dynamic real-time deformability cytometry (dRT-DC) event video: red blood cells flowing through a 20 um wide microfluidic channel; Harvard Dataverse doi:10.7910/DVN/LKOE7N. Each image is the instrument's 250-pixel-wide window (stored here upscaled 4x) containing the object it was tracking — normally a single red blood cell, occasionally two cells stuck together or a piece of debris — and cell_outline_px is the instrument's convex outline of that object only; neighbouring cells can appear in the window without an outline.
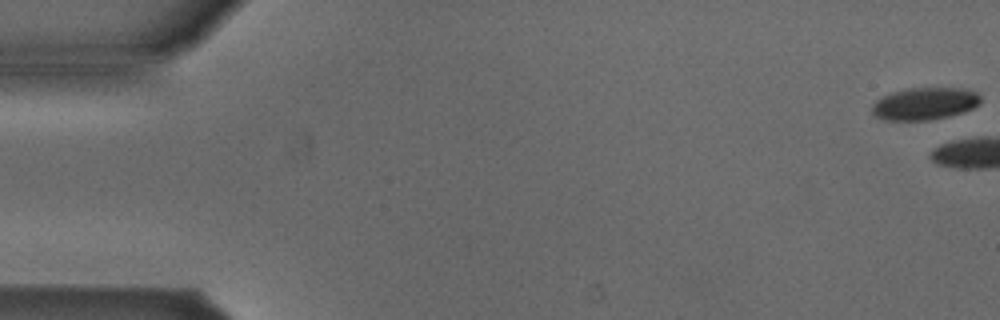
{"species": "Egyptian fruit bat (a non-hibernating species)", "species_latin": "Rousettus aegyptiacus", "temperature_condition": "cold", "stored_images_in_passage": 4, "camera_frame_rate_fps": 3000, "um_per_image_px": 0.085, "animal": {"sex": "male"}, "frame": {"image": 1, "passage_image": 1, "time_ms": 0.0, "image_size_px": [1000, 320], "cell_outline_px": [[980, 104], [964, 112], [948, 116], [928, 120], [884, 120], [872, 116], [872, 104], [876, 100], [892, 92], [908, 88], [968, 88], [976, 92], [980, 96]], "centroid_in_image_um": [78.59, 8.81], "position_along_channel_um": 6.4, "area_um2": 20.58}}